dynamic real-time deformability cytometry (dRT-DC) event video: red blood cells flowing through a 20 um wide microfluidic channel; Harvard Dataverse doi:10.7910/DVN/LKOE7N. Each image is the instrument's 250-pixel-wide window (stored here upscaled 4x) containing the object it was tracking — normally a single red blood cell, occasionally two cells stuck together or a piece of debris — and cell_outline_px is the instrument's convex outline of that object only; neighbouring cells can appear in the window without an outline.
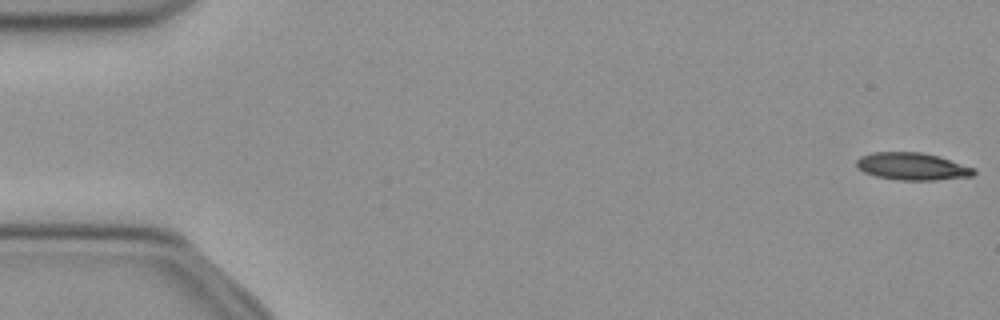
{"species": "common noctule bat (a hibernating species)", "species_latin": "Nyctalus noctula", "temperature_condition": "cold", "stored_images_in_passage": 53, "segment_of_instrument_passage": [1, 2], "camera_frame_rate_fps": 3000, "um_per_image_px": 0.085, "animal": {"sex": "female", "body_mass_g": 21.9}, "frame": {"image": 1, "passage_image": 1, "time_ms": 0.0, "image_size_px": [1000, 320], "cell_outline_px": [[976, 172], [972, 176], [936, 180], [896, 180], [876, 176], [864, 172], [856, 164], [856, 160], [860, 156], [872, 152], [920, 152], [940, 156], [976, 168]], "centroid_in_image_um": [77.57, 14.14], "position_along_channel_um": 7.4, "area_um2": 18.84}}
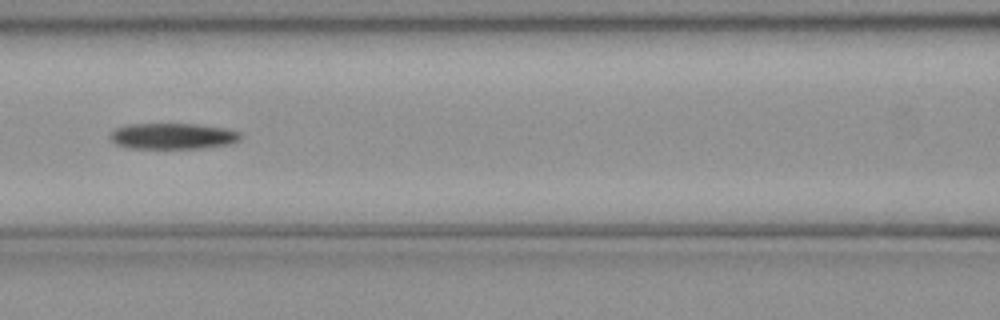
{"frame": {"image": 2, "passage_image": 23, "time_ms": 7.333, "image_size_px": [1000, 320], "cell_outline_px": [[240, 140], [228, 144], [196, 148], [124, 148], [116, 144], [108, 136], [116, 128], [128, 124], [196, 124], [224, 128], [240, 132]], "centroid_in_image_um": [14.64, 11.57], "position_along_channel_um": 152.0, "area_um2": 19.59}}
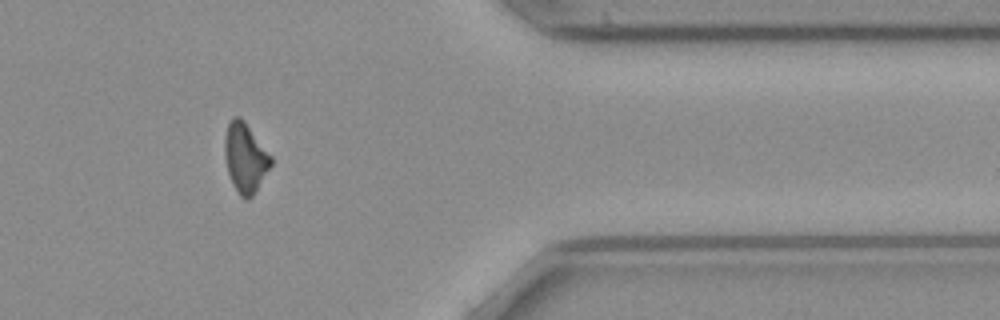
{"frame": {"image": 3, "passage_image": 43, "time_ms": 14.0, "image_size_px": [1000, 320], "cell_outline_px": [[272, 164], [252, 196], [248, 200], [244, 200], [240, 196], [232, 184], [228, 172], [224, 156], [224, 136], [228, 120], [232, 116], [240, 116], [244, 120], [272, 156]], "centroid_in_image_um": [20.82, 13.37], "position_along_channel_um": 390.6, "area_um2": 18.96}}